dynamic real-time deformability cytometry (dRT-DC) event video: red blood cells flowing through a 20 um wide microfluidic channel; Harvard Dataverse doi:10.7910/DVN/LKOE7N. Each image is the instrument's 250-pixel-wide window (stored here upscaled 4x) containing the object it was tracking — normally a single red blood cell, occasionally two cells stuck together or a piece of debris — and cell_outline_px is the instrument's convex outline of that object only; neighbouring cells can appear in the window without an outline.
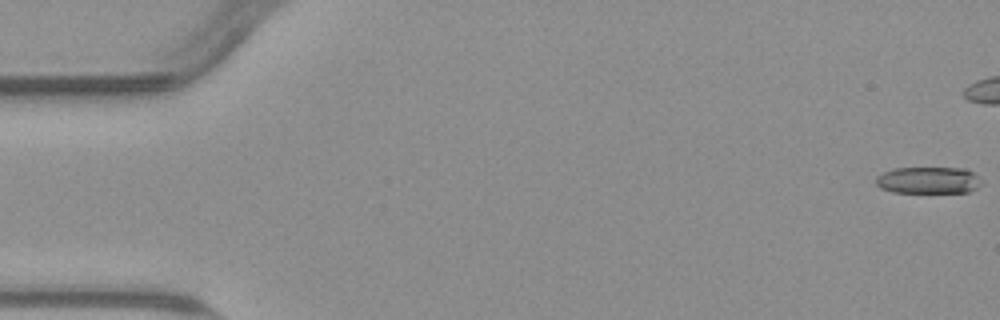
{"species": "common noctule bat (a hibernating species)", "species_latin": "Nyctalus noctula", "temperature_condition": "warm", "stored_images_in_passage": 44, "camera_frame_rate_fps": 3000, "um_per_image_px": 0.085, "animal": {"sex": "male", "body_mass_g": 23.1, "forearm_length_mm": 52.7}, "frame": {"image": 1, "passage_image": 1, "time_ms": 0.0, "image_size_px": [1000, 320], "cell_outline_px": [[980, 184], [976, 188], [968, 192], [892, 192], [880, 188], [876, 184], [876, 176], [892, 168], [968, 168], [976, 176]], "centroid_in_image_um": [78.86, 15.31], "position_along_channel_um": 6.1, "area_um2": 16.36}}
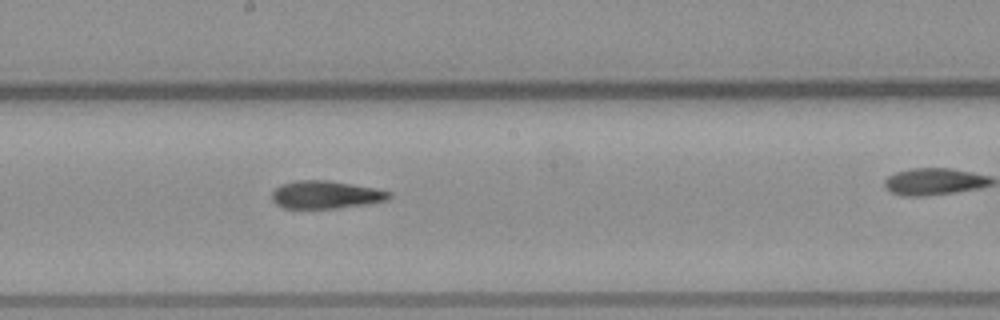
{"frame": {"image": 2, "passage_image": 30, "time_ms": 9.667, "image_size_px": [1000, 320], "cell_outline_px": [[392, 196], [388, 200], [368, 204], [340, 208], [284, 208], [276, 204], [272, 200], [272, 192], [280, 184], [296, 180], [328, 180], [380, 188], [392, 192]], "centroid_in_image_um": [27.74, 16.54], "position_along_channel_um": 220.5, "area_um2": 19.36}}
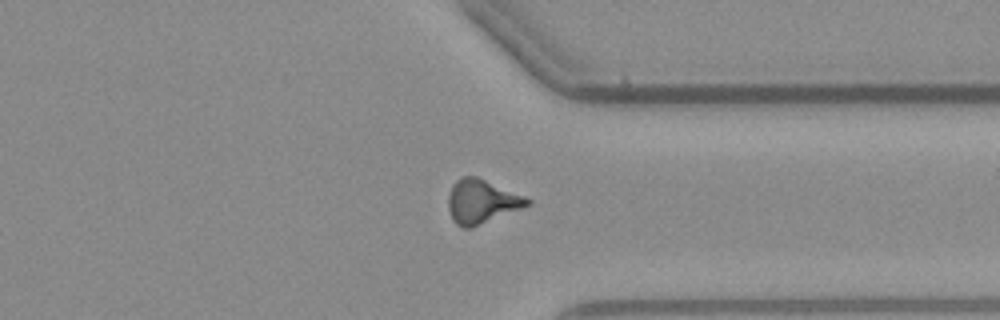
{"frame": {"image": 3, "passage_image": 42, "time_ms": 13.667, "image_size_px": [1000, 320], "cell_outline_px": [[532, 204], [472, 228], [464, 228], [456, 224], [452, 220], [448, 208], [448, 196], [452, 184], [460, 176], [476, 176], [524, 196], [532, 200]], "centroid_in_image_um": [40.92, 17.13], "position_along_channel_um": 370.5, "area_um2": 20.29}}